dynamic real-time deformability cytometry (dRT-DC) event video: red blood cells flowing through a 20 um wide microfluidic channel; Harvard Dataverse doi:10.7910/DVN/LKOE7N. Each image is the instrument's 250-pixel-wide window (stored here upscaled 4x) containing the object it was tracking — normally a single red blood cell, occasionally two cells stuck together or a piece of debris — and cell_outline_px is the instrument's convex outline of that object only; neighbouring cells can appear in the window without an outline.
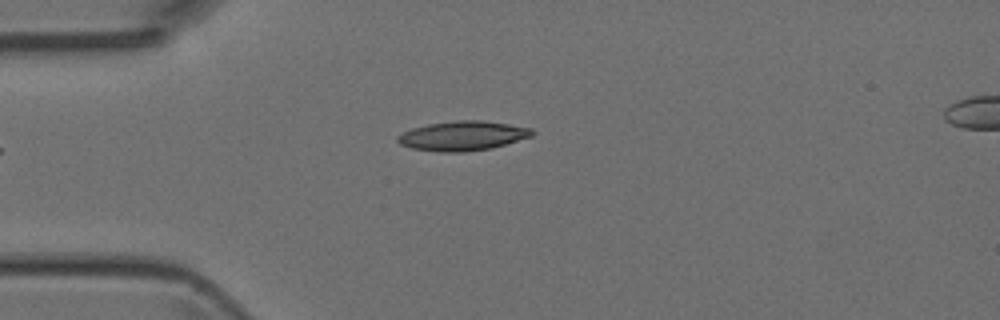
{"species": "Egyptian fruit bat (a non-hibernating species)", "species_latin": "Rousettus aegyptiacus", "temperature_condition": "room temperature", "stored_images_in_passage": 31, "camera_frame_rate_fps": 3000, "um_per_image_px": 0.085, "animal": {"sex": "female"}, "frame": {"image": 1, "passage_image": 1, "time_ms": 0.0, "image_size_px": [1000, 320], "cell_outline_px": [[536, 132], [532, 136], [492, 148], [464, 152], [440, 152], [412, 148], [400, 144], [396, 140], [396, 136], [412, 128], [428, 124], [456, 120], [480, 120], [508, 124], [532, 128]], "centroid_in_image_um": [39.33, 11.54], "position_along_channel_um": 45.7, "area_um2": 23.12}}
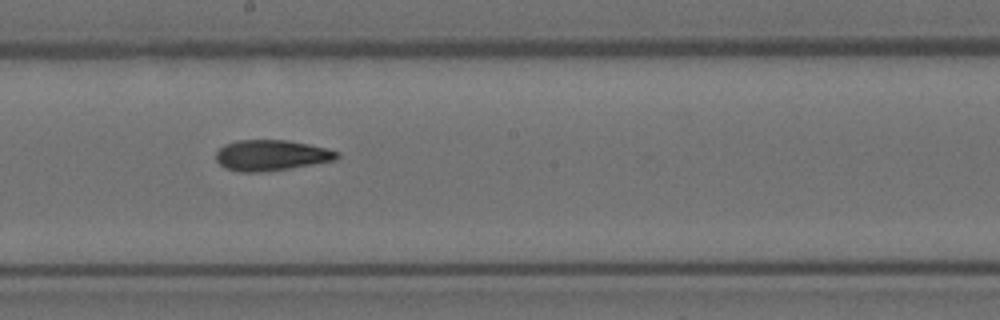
{"frame": {"image": 2, "passage_image": 15, "time_ms": 4.667, "image_size_px": [1000, 320], "cell_outline_px": [[340, 156], [332, 160], [312, 164], [288, 168], [260, 172], [240, 172], [224, 168], [216, 160], [216, 152], [224, 144], [236, 140], [288, 140], [328, 148], [340, 152]], "centroid_in_image_um": [23.03, 13.19], "position_along_channel_um": 225.2, "area_um2": 21.62}}
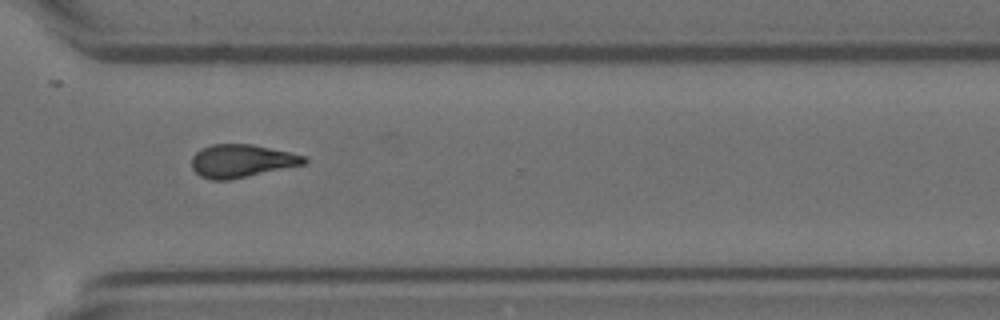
{"frame": {"image": 3, "passage_image": 24, "time_ms": 7.667, "image_size_px": [1000, 320], "cell_outline_px": [[308, 160], [304, 164], [248, 176], [228, 180], [212, 180], [200, 176], [192, 168], [192, 156], [200, 148], [212, 144], [252, 144], [288, 152], [304, 156]], "centroid_in_image_um": [20.49, 13.67], "position_along_channel_um": 350.1, "area_um2": 21.44}}